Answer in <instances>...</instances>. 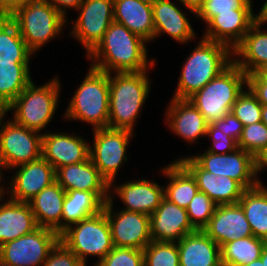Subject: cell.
<instances>
[{
    "mask_svg": "<svg viewBox=\"0 0 267 266\" xmlns=\"http://www.w3.org/2000/svg\"><path fill=\"white\" fill-rule=\"evenodd\" d=\"M146 41L113 21L99 43L86 55L91 67L106 73L142 72L155 65L148 61Z\"/></svg>",
    "mask_w": 267,
    "mask_h": 266,
    "instance_id": "cell-1",
    "label": "cell"
},
{
    "mask_svg": "<svg viewBox=\"0 0 267 266\" xmlns=\"http://www.w3.org/2000/svg\"><path fill=\"white\" fill-rule=\"evenodd\" d=\"M231 56L227 45L201 38L182 66L173 98L188 99L200 91L233 62Z\"/></svg>",
    "mask_w": 267,
    "mask_h": 266,
    "instance_id": "cell-2",
    "label": "cell"
},
{
    "mask_svg": "<svg viewBox=\"0 0 267 266\" xmlns=\"http://www.w3.org/2000/svg\"><path fill=\"white\" fill-rule=\"evenodd\" d=\"M109 73L108 127L133 132L150 90L147 71Z\"/></svg>",
    "mask_w": 267,
    "mask_h": 266,
    "instance_id": "cell-3",
    "label": "cell"
},
{
    "mask_svg": "<svg viewBox=\"0 0 267 266\" xmlns=\"http://www.w3.org/2000/svg\"><path fill=\"white\" fill-rule=\"evenodd\" d=\"M246 87L247 74L232 62L217 77L187 100L199 110L209 125L221 120L231 112L237 97Z\"/></svg>",
    "mask_w": 267,
    "mask_h": 266,
    "instance_id": "cell-4",
    "label": "cell"
},
{
    "mask_svg": "<svg viewBox=\"0 0 267 266\" xmlns=\"http://www.w3.org/2000/svg\"><path fill=\"white\" fill-rule=\"evenodd\" d=\"M109 73L89 67V70L69 102L64 118L90 123L93 130L108 127Z\"/></svg>",
    "mask_w": 267,
    "mask_h": 266,
    "instance_id": "cell-5",
    "label": "cell"
},
{
    "mask_svg": "<svg viewBox=\"0 0 267 266\" xmlns=\"http://www.w3.org/2000/svg\"><path fill=\"white\" fill-rule=\"evenodd\" d=\"M8 17L17 25L20 35L33 53L61 35L68 22L47 0L17 6Z\"/></svg>",
    "mask_w": 267,
    "mask_h": 266,
    "instance_id": "cell-6",
    "label": "cell"
},
{
    "mask_svg": "<svg viewBox=\"0 0 267 266\" xmlns=\"http://www.w3.org/2000/svg\"><path fill=\"white\" fill-rule=\"evenodd\" d=\"M60 83L58 77L38 87L32 81L5 109V112L13 110V120L16 123L40 133L56 112L61 90Z\"/></svg>",
    "mask_w": 267,
    "mask_h": 266,
    "instance_id": "cell-7",
    "label": "cell"
},
{
    "mask_svg": "<svg viewBox=\"0 0 267 266\" xmlns=\"http://www.w3.org/2000/svg\"><path fill=\"white\" fill-rule=\"evenodd\" d=\"M59 240L86 265L87 256L100 262L114 247L111 229L104 211L68 226Z\"/></svg>",
    "mask_w": 267,
    "mask_h": 266,
    "instance_id": "cell-8",
    "label": "cell"
},
{
    "mask_svg": "<svg viewBox=\"0 0 267 266\" xmlns=\"http://www.w3.org/2000/svg\"><path fill=\"white\" fill-rule=\"evenodd\" d=\"M93 131L94 141L89 147V157L110 185L123 162L128 161L126 149L134 132L109 127Z\"/></svg>",
    "mask_w": 267,
    "mask_h": 266,
    "instance_id": "cell-9",
    "label": "cell"
},
{
    "mask_svg": "<svg viewBox=\"0 0 267 266\" xmlns=\"http://www.w3.org/2000/svg\"><path fill=\"white\" fill-rule=\"evenodd\" d=\"M6 114L0 119V158L9 170L41 157L42 134L11 119L5 122Z\"/></svg>",
    "mask_w": 267,
    "mask_h": 266,
    "instance_id": "cell-10",
    "label": "cell"
},
{
    "mask_svg": "<svg viewBox=\"0 0 267 266\" xmlns=\"http://www.w3.org/2000/svg\"><path fill=\"white\" fill-rule=\"evenodd\" d=\"M59 241V234L38 227L0 246V260L11 266H43L50 250Z\"/></svg>",
    "mask_w": 267,
    "mask_h": 266,
    "instance_id": "cell-11",
    "label": "cell"
},
{
    "mask_svg": "<svg viewBox=\"0 0 267 266\" xmlns=\"http://www.w3.org/2000/svg\"><path fill=\"white\" fill-rule=\"evenodd\" d=\"M190 157L202 169L216 176L230 177L244 189L262 184L256 173V158L241 148L226 154H213L205 151Z\"/></svg>",
    "mask_w": 267,
    "mask_h": 266,
    "instance_id": "cell-12",
    "label": "cell"
},
{
    "mask_svg": "<svg viewBox=\"0 0 267 266\" xmlns=\"http://www.w3.org/2000/svg\"><path fill=\"white\" fill-rule=\"evenodd\" d=\"M113 204V198H109L103 207L110 225L113 245L143 250L152 241L149 215L126 210L115 212Z\"/></svg>",
    "mask_w": 267,
    "mask_h": 266,
    "instance_id": "cell-13",
    "label": "cell"
},
{
    "mask_svg": "<svg viewBox=\"0 0 267 266\" xmlns=\"http://www.w3.org/2000/svg\"><path fill=\"white\" fill-rule=\"evenodd\" d=\"M76 11L79 16L72 25L71 36L85 47L86 55L103 38L114 21L113 0H84Z\"/></svg>",
    "mask_w": 267,
    "mask_h": 266,
    "instance_id": "cell-14",
    "label": "cell"
},
{
    "mask_svg": "<svg viewBox=\"0 0 267 266\" xmlns=\"http://www.w3.org/2000/svg\"><path fill=\"white\" fill-rule=\"evenodd\" d=\"M18 168V169H17ZM7 195L19 202H28L44 188L56 182V170L42 156L34 161L16 166Z\"/></svg>",
    "mask_w": 267,
    "mask_h": 266,
    "instance_id": "cell-15",
    "label": "cell"
},
{
    "mask_svg": "<svg viewBox=\"0 0 267 266\" xmlns=\"http://www.w3.org/2000/svg\"><path fill=\"white\" fill-rule=\"evenodd\" d=\"M149 217L152 241L178 242L187 234L196 231L189 220L187 210L165 197Z\"/></svg>",
    "mask_w": 267,
    "mask_h": 266,
    "instance_id": "cell-16",
    "label": "cell"
},
{
    "mask_svg": "<svg viewBox=\"0 0 267 266\" xmlns=\"http://www.w3.org/2000/svg\"><path fill=\"white\" fill-rule=\"evenodd\" d=\"M258 20L253 9H233V12L214 16L205 29L202 38L227 45L233 50Z\"/></svg>",
    "mask_w": 267,
    "mask_h": 266,
    "instance_id": "cell-17",
    "label": "cell"
},
{
    "mask_svg": "<svg viewBox=\"0 0 267 266\" xmlns=\"http://www.w3.org/2000/svg\"><path fill=\"white\" fill-rule=\"evenodd\" d=\"M89 147L82 136L46 131L42 134L41 156L57 170L86 161L89 158Z\"/></svg>",
    "mask_w": 267,
    "mask_h": 266,
    "instance_id": "cell-18",
    "label": "cell"
},
{
    "mask_svg": "<svg viewBox=\"0 0 267 266\" xmlns=\"http://www.w3.org/2000/svg\"><path fill=\"white\" fill-rule=\"evenodd\" d=\"M202 230L220 247L235 239L253 236L239 203L218 205Z\"/></svg>",
    "mask_w": 267,
    "mask_h": 266,
    "instance_id": "cell-19",
    "label": "cell"
},
{
    "mask_svg": "<svg viewBox=\"0 0 267 266\" xmlns=\"http://www.w3.org/2000/svg\"><path fill=\"white\" fill-rule=\"evenodd\" d=\"M56 182L65 190L94 192L104 203L110 197V185L102 177L90 157L56 170Z\"/></svg>",
    "mask_w": 267,
    "mask_h": 266,
    "instance_id": "cell-20",
    "label": "cell"
},
{
    "mask_svg": "<svg viewBox=\"0 0 267 266\" xmlns=\"http://www.w3.org/2000/svg\"><path fill=\"white\" fill-rule=\"evenodd\" d=\"M178 161L195 178L198 190L206 193L217 205L238 203L245 189L227 176H216L202 169L190 156Z\"/></svg>",
    "mask_w": 267,
    "mask_h": 266,
    "instance_id": "cell-21",
    "label": "cell"
},
{
    "mask_svg": "<svg viewBox=\"0 0 267 266\" xmlns=\"http://www.w3.org/2000/svg\"><path fill=\"white\" fill-rule=\"evenodd\" d=\"M112 186L115 188L112 189ZM110 188L113 193H110L112 195L109 198H114L113 194H117L125 205L123 210L141 212L149 216L155 212L164 198V186L145 178L127 181L120 186L111 183Z\"/></svg>",
    "mask_w": 267,
    "mask_h": 266,
    "instance_id": "cell-22",
    "label": "cell"
},
{
    "mask_svg": "<svg viewBox=\"0 0 267 266\" xmlns=\"http://www.w3.org/2000/svg\"><path fill=\"white\" fill-rule=\"evenodd\" d=\"M167 126L188 143L206 137L207 122L199 110L187 99L171 98L165 112Z\"/></svg>",
    "mask_w": 267,
    "mask_h": 266,
    "instance_id": "cell-23",
    "label": "cell"
},
{
    "mask_svg": "<svg viewBox=\"0 0 267 266\" xmlns=\"http://www.w3.org/2000/svg\"><path fill=\"white\" fill-rule=\"evenodd\" d=\"M154 20V39L162 33L168 34L179 43L190 42L196 38L186 14L170 0H152Z\"/></svg>",
    "mask_w": 267,
    "mask_h": 266,
    "instance_id": "cell-24",
    "label": "cell"
},
{
    "mask_svg": "<svg viewBox=\"0 0 267 266\" xmlns=\"http://www.w3.org/2000/svg\"><path fill=\"white\" fill-rule=\"evenodd\" d=\"M180 266H222L221 247L203 230H196L177 242Z\"/></svg>",
    "mask_w": 267,
    "mask_h": 266,
    "instance_id": "cell-25",
    "label": "cell"
},
{
    "mask_svg": "<svg viewBox=\"0 0 267 266\" xmlns=\"http://www.w3.org/2000/svg\"><path fill=\"white\" fill-rule=\"evenodd\" d=\"M114 21L146 42L154 39L152 0H113Z\"/></svg>",
    "mask_w": 267,
    "mask_h": 266,
    "instance_id": "cell-26",
    "label": "cell"
},
{
    "mask_svg": "<svg viewBox=\"0 0 267 266\" xmlns=\"http://www.w3.org/2000/svg\"><path fill=\"white\" fill-rule=\"evenodd\" d=\"M262 25L264 23L257 20L232 50L236 57L232 56L233 62L247 75L256 73L267 63V31L261 30Z\"/></svg>",
    "mask_w": 267,
    "mask_h": 266,
    "instance_id": "cell-27",
    "label": "cell"
},
{
    "mask_svg": "<svg viewBox=\"0 0 267 266\" xmlns=\"http://www.w3.org/2000/svg\"><path fill=\"white\" fill-rule=\"evenodd\" d=\"M39 226L28 202L8 198L0 201V246L24 236Z\"/></svg>",
    "mask_w": 267,
    "mask_h": 266,
    "instance_id": "cell-28",
    "label": "cell"
},
{
    "mask_svg": "<svg viewBox=\"0 0 267 266\" xmlns=\"http://www.w3.org/2000/svg\"><path fill=\"white\" fill-rule=\"evenodd\" d=\"M66 191L54 182L28 201L39 227L61 233V216Z\"/></svg>",
    "mask_w": 267,
    "mask_h": 266,
    "instance_id": "cell-29",
    "label": "cell"
},
{
    "mask_svg": "<svg viewBox=\"0 0 267 266\" xmlns=\"http://www.w3.org/2000/svg\"><path fill=\"white\" fill-rule=\"evenodd\" d=\"M162 173L170 181L164 187V197L186 209L198 191L195 178L178 160L162 168Z\"/></svg>",
    "mask_w": 267,
    "mask_h": 266,
    "instance_id": "cell-30",
    "label": "cell"
},
{
    "mask_svg": "<svg viewBox=\"0 0 267 266\" xmlns=\"http://www.w3.org/2000/svg\"><path fill=\"white\" fill-rule=\"evenodd\" d=\"M104 202L89 191H66L61 216V232L68 226L99 214L103 211Z\"/></svg>",
    "mask_w": 267,
    "mask_h": 266,
    "instance_id": "cell-31",
    "label": "cell"
},
{
    "mask_svg": "<svg viewBox=\"0 0 267 266\" xmlns=\"http://www.w3.org/2000/svg\"><path fill=\"white\" fill-rule=\"evenodd\" d=\"M244 210L253 236L267 241V187L258 184L245 189L238 201Z\"/></svg>",
    "mask_w": 267,
    "mask_h": 266,
    "instance_id": "cell-32",
    "label": "cell"
},
{
    "mask_svg": "<svg viewBox=\"0 0 267 266\" xmlns=\"http://www.w3.org/2000/svg\"><path fill=\"white\" fill-rule=\"evenodd\" d=\"M30 62H0V108L6 109L33 81Z\"/></svg>",
    "mask_w": 267,
    "mask_h": 266,
    "instance_id": "cell-33",
    "label": "cell"
},
{
    "mask_svg": "<svg viewBox=\"0 0 267 266\" xmlns=\"http://www.w3.org/2000/svg\"><path fill=\"white\" fill-rule=\"evenodd\" d=\"M33 54L17 25L8 15L0 16V62H30Z\"/></svg>",
    "mask_w": 267,
    "mask_h": 266,
    "instance_id": "cell-34",
    "label": "cell"
},
{
    "mask_svg": "<svg viewBox=\"0 0 267 266\" xmlns=\"http://www.w3.org/2000/svg\"><path fill=\"white\" fill-rule=\"evenodd\" d=\"M267 241L255 236L235 239L221 247L222 266H243L261 257Z\"/></svg>",
    "mask_w": 267,
    "mask_h": 266,
    "instance_id": "cell-35",
    "label": "cell"
},
{
    "mask_svg": "<svg viewBox=\"0 0 267 266\" xmlns=\"http://www.w3.org/2000/svg\"><path fill=\"white\" fill-rule=\"evenodd\" d=\"M143 254L144 266H180L177 242L151 241Z\"/></svg>",
    "mask_w": 267,
    "mask_h": 266,
    "instance_id": "cell-36",
    "label": "cell"
},
{
    "mask_svg": "<svg viewBox=\"0 0 267 266\" xmlns=\"http://www.w3.org/2000/svg\"><path fill=\"white\" fill-rule=\"evenodd\" d=\"M218 205L204 192L197 191L186 210L192 226L202 230L213 216Z\"/></svg>",
    "mask_w": 267,
    "mask_h": 266,
    "instance_id": "cell-37",
    "label": "cell"
},
{
    "mask_svg": "<svg viewBox=\"0 0 267 266\" xmlns=\"http://www.w3.org/2000/svg\"><path fill=\"white\" fill-rule=\"evenodd\" d=\"M262 104L258 101L257 97L247 87L233 104L231 112L237 117L244 126L261 122Z\"/></svg>",
    "mask_w": 267,
    "mask_h": 266,
    "instance_id": "cell-38",
    "label": "cell"
},
{
    "mask_svg": "<svg viewBox=\"0 0 267 266\" xmlns=\"http://www.w3.org/2000/svg\"><path fill=\"white\" fill-rule=\"evenodd\" d=\"M237 146L256 158L267 148V126L262 121L244 126Z\"/></svg>",
    "mask_w": 267,
    "mask_h": 266,
    "instance_id": "cell-39",
    "label": "cell"
},
{
    "mask_svg": "<svg viewBox=\"0 0 267 266\" xmlns=\"http://www.w3.org/2000/svg\"><path fill=\"white\" fill-rule=\"evenodd\" d=\"M94 266H144L143 250L126 247L113 249Z\"/></svg>",
    "mask_w": 267,
    "mask_h": 266,
    "instance_id": "cell-40",
    "label": "cell"
},
{
    "mask_svg": "<svg viewBox=\"0 0 267 266\" xmlns=\"http://www.w3.org/2000/svg\"><path fill=\"white\" fill-rule=\"evenodd\" d=\"M252 3V0H204L196 16L207 24L219 13L233 12V9H253Z\"/></svg>",
    "mask_w": 267,
    "mask_h": 266,
    "instance_id": "cell-41",
    "label": "cell"
},
{
    "mask_svg": "<svg viewBox=\"0 0 267 266\" xmlns=\"http://www.w3.org/2000/svg\"><path fill=\"white\" fill-rule=\"evenodd\" d=\"M43 266H84V264L59 240L50 250Z\"/></svg>",
    "mask_w": 267,
    "mask_h": 266,
    "instance_id": "cell-42",
    "label": "cell"
},
{
    "mask_svg": "<svg viewBox=\"0 0 267 266\" xmlns=\"http://www.w3.org/2000/svg\"><path fill=\"white\" fill-rule=\"evenodd\" d=\"M206 136L212 140V145L207 149V152L226 154L238 148L237 142L233 138L218 130L212 124L207 126Z\"/></svg>",
    "mask_w": 267,
    "mask_h": 266,
    "instance_id": "cell-43",
    "label": "cell"
},
{
    "mask_svg": "<svg viewBox=\"0 0 267 266\" xmlns=\"http://www.w3.org/2000/svg\"><path fill=\"white\" fill-rule=\"evenodd\" d=\"M212 125L233 138L236 142L240 139L244 128L242 122L232 112H229L221 120L214 122Z\"/></svg>",
    "mask_w": 267,
    "mask_h": 266,
    "instance_id": "cell-44",
    "label": "cell"
},
{
    "mask_svg": "<svg viewBox=\"0 0 267 266\" xmlns=\"http://www.w3.org/2000/svg\"><path fill=\"white\" fill-rule=\"evenodd\" d=\"M247 87L262 105H267V80L262 79L257 73L247 75Z\"/></svg>",
    "mask_w": 267,
    "mask_h": 266,
    "instance_id": "cell-45",
    "label": "cell"
},
{
    "mask_svg": "<svg viewBox=\"0 0 267 266\" xmlns=\"http://www.w3.org/2000/svg\"><path fill=\"white\" fill-rule=\"evenodd\" d=\"M61 15L67 19V8L77 10L84 0H47Z\"/></svg>",
    "mask_w": 267,
    "mask_h": 266,
    "instance_id": "cell-46",
    "label": "cell"
},
{
    "mask_svg": "<svg viewBox=\"0 0 267 266\" xmlns=\"http://www.w3.org/2000/svg\"><path fill=\"white\" fill-rule=\"evenodd\" d=\"M36 0H0V16L8 15L17 6Z\"/></svg>",
    "mask_w": 267,
    "mask_h": 266,
    "instance_id": "cell-47",
    "label": "cell"
},
{
    "mask_svg": "<svg viewBox=\"0 0 267 266\" xmlns=\"http://www.w3.org/2000/svg\"><path fill=\"white\" fill-rule=\"evenodd\" d=\"M193 15H197L204 5V0H178Z\"/></svg>",
    "mask_w": 267,
    "mask_h": 266,
    "instance_id": "cell-48",
    "label": "cell"
},
{
    "mask_svg": "<svg viewBox=\"0 0 267 266\" xmlns=\"http://www.w3.org/2000/svg\"><path fill=\"white\" fill-rule=\"evenodd\" d=\"M267 168V148L256 157V173Z\"/></svg>",
    "mask_w": 267,
    "mask_h": 266,
    "instance_id": "cell-49",
    "label": "cell"
},
{
    "mask_svg": "<svg viewBox=\"0 0 267 266\" xmlns=\"http://www.w3.org/2000/svg\"><path fill=\"white\" fill-rule=\"evenodd\" d=\"M257 15L259 21L263 22L264 24L267 23V1L263 4Z\"/></svg>",
    "mask_w": 267,
    "mask_h": 266,
    "instance_id": "cell-50",
    "label": "cell"
},
{
    "mask_svg": "<svg viewBox=\"0 0 267 266\" xmlns=\"http://www.w3.org/2000/svg\"><path fill=\"white\" fill-rule=\"evenodd\" d=\"M262 79L267 80V63L256 72Z\"/></svg>",
    "mask_w": 267,
    "mask_h": 266,
    "instance_id": "cell-51",
    "label": "cell"
},
{
    "mask_svg": "<svg viewBox=\"0 0 267 266\" xmlns=\"http://www.w3.org/2000/svg\"><path fill=\"white\" fill-rule=\"evenodd\" d=\"M261 121L267 126V105H262Z\"/></svg>",
    "mask_w": 267,
    "mask_h": 266,
    "instance_id": "cell-52",
    "label": "cell"
},
{
    "mask_svg": "<svg viewBox=\"0 0 267 266\" xmlns=\"http://www.w3.org/2000/svg\"><path fill=\"white\" fill-rule=\"evenodd\" d=\"M260 258H261V261L263 263H265V266H267V243H266V245H265V247H264V249L262 251V254H261Z\"/></svg>",
    "mask_w": 267,
    "mask_h": 266,
    "instance_id": "cell-53",
    "label": "cell"
},
{
    "mask_svg": "<svg viewBox=\"0 0 267 266\" xmlns=\"http://www.w3.org/2000/svg\"><path fill=\"white\" fill-rule=\"evenodd\" d=\"M243 266H265V263L261 261V258L254 260L253 262L243 265Z\"/></svg>",
    "mask_w": 267,
    "mask_h": 266,
    "instance_id": "cell-54",
    "label": "cell"
},
{
    "mask_svg": "<svg viewBox=\"0 0 267 266\" xmlns=\"http://www.w3.org/2000/svg\"><path fill=\"white\" fill-rule=\"evenodd\" d=\"M3 185H0V201H4L3 197L5 196L6 192L4 191L5 189L3 188ZM5 193V194H4Z\"/></svg>",
    "mask_w": 267,
    "mask_h": 266,
    "instance_id": "cell-55",
    "label": "cell"
},
{
    "mask_svg": "<svg viewBox=\"0 0 267 266\" xmlns=\"http://www.w3.org/2000/svg\"><path fill=\"white\" fill-rule=\"evenodd\" d=\"M3 168V169H2ZM5 169V167H4V165H3V163H2V160H1V158H0V183L2 182V178L4 177L3 175H2V172L3 171H1V170H4Z\"/></svg>",
    "mask_w": 267,
    "mask_h": 266,
    "instance_id": "cell-56",
    "label": "cell"
},
{
    "mask_svg": "<svg viewBox=\"0 0 267 266\" xmlns=\"http://www.w3.org/2000/svg\"><path fill=\"white\" fill-rule=\"evenodd\" d=\"M4 113H6L5 110L0 108V119H1V116H2Z\"/></svg>",
    "mask_w": 267,
    "mask_h": 266,
    "instance_id": "cell-57",
    "label": "cell"
}]
</instances>
